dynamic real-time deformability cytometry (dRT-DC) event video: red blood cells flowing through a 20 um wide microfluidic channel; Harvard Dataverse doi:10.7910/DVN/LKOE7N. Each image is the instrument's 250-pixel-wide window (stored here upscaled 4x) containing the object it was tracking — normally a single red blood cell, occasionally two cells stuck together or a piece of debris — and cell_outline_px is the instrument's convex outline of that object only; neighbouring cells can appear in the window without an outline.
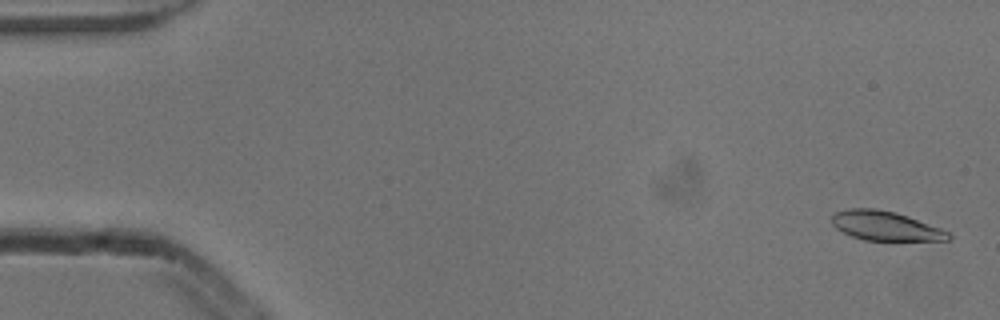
{"species": "common noctule bat (a hibernating species)", "species_latin": "Nyctalus noctula", "temperature_condition": "cold", "stored_images_in_passage": 15, "camera_frame_rate_fps": 3000, "um_per_image_px": 0.085, "animal": {"sex": "male", "body_mass_g": 13.3}, "frame": {"image": 1, "passage_image": 2, "time_ms": 0.333, "image_size_px": [1000, 320], "cell_outline_px": [[952, 240], [864, 240], [852, 236], [836, 228], [832, 224], [832, 216], [836, 212], [848, 208], [876, 208], [896, 212], [908, 216], [940, 228], [948, 232], [952, 236]], "centroid_in_image_um": [75.26, 19.19], "position_along_channel_um": 9.7, "area_um2": 19.83}}
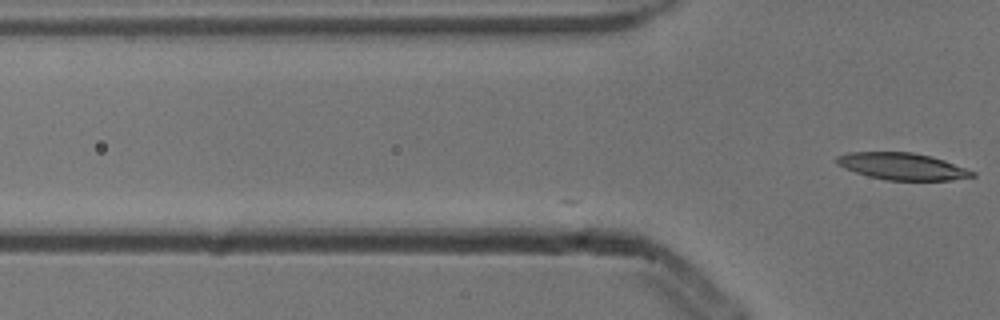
{"frame": {"image": 2, "passage_image": 15, "time_ms": 4.667, "image_size_px": [1000, 320], "cell_outline_px": [[976, 176], [952, 180], [884, 180], [868, 176], [844, 168], [836, 164], [836, 156], [848, 152], [912, 152], [932, 156], [944, 160], [976, 172]], "centroid_in_image_um": [76.68, 14.14], "position_along_channel_um": 49.1, "area_um2": 21.33}}